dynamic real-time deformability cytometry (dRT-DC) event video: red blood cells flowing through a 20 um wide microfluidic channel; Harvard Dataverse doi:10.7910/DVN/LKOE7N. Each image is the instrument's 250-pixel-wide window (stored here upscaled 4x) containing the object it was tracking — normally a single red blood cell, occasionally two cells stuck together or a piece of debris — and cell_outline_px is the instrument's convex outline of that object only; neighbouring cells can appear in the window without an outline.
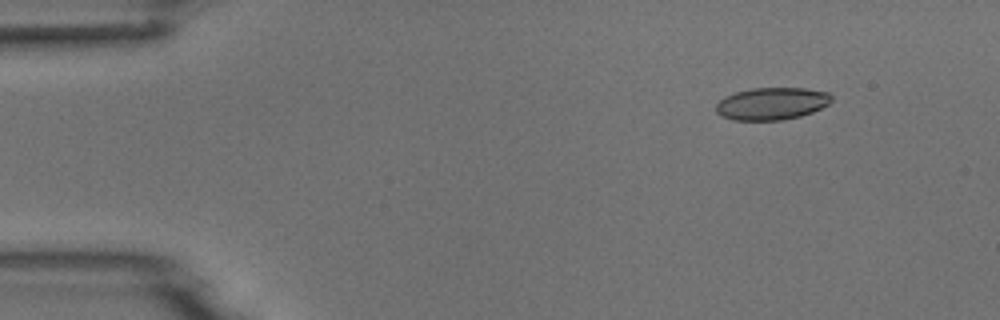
{"species": "common noctule bat (a hibernating species)", "species_latin": "Nyctalus noctula", "temperature_condition": "room temperature", "stored_images_in_passage": 5, "segment_of_instrument_passage": [1, 2], "camera_frame_rate_fps": 3000, "um_per_image_px": 0.085, "animal": {"sex": "male", "body_mass_g": 18.8}, "frame": {"image": 1, "passage_image": 2, "time_ms": 1.0, "image_size_px": [1000, 320], "cell_outline_px": [[832, 100], [828, 104], [812, 112], [800, 116], [784, 120], [732, 120], [716, 112], [716, 104], [724, 96], [736, 92], [752, 88], [804, 88], [828, 92], [832, 96]], "centroid_in_image_um": [65.6, 8.8], "position_along_channel_um": 19.4, "area_um2": 21.73}}